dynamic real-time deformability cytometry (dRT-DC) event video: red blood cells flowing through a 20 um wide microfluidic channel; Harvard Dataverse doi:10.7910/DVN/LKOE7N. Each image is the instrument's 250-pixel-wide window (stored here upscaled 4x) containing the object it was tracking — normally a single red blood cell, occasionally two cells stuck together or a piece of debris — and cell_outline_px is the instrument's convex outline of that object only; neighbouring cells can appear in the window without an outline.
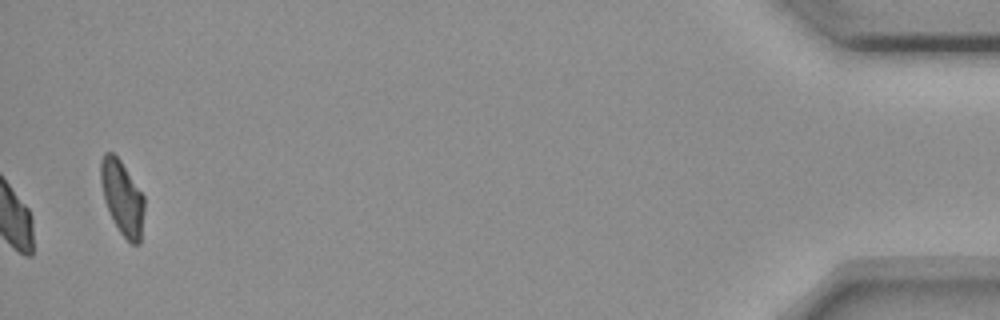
{"species": "common noctule bat (a hibernating species)", "species_latin": "Nyctalus noctula", "temperature_condition": "room temperature", "stored_images_in_passage": 41, "camera_frame_rate_fps": 3000, "um_per_image_px": 0.085, "animal": {"sex": "female", "body_mass_g": 18.4}, "frame": {"image": 1, "passage_image": 41, "time_ms": 13.333, "image_size_px": [1000, 320], "cell_outline_px": [[144, 208], [140, 244], [132, 244], [120, 232], [104, 200], [100, 180], [100, 160], [104, 152], [112, 152], [120, 160], [144, 196]], "centroid_in_image_um": [10.38, 16.77], "position_along_channel_um": 424.8, "area_um2": 18.55}, "authors_computed_cell_mechanics": {"area_um2": 20.6924, "velocity_mm_per_s": 3.6034, "shape_relaxation_time_tau1_ms": 3.7843, "shape_relaxation_time_tau2_ms": null, "deformation_change_tau1": 0.0839, "deformation_change_tau2": null}}